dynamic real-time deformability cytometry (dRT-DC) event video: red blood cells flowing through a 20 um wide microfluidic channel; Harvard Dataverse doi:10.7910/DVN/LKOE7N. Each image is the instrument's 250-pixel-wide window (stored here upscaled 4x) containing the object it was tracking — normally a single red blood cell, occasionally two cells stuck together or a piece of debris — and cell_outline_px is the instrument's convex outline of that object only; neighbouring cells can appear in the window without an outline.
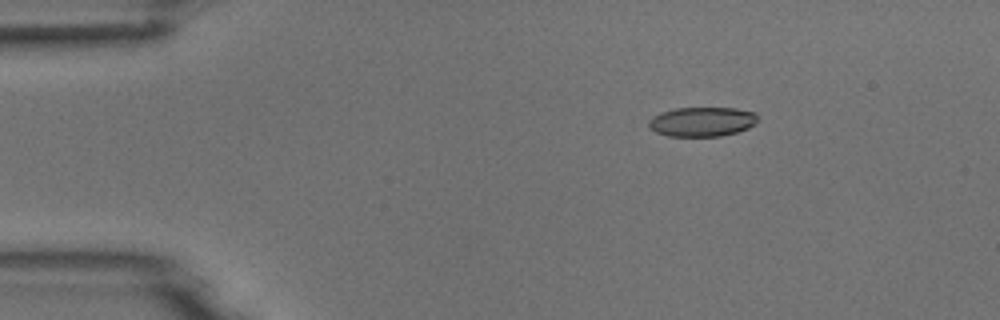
{"species": "common noctule bat (a hibernating species)", "species_latin": "Nyctalus noctula", "temperature_condition": "room temperature", "stored_images_in_passage": 5, "camera_frame_rate_fps": 3000, "um_per_image_px": 0.085, "animal": {"sex": "male", "body_mass_g": 18.8}, "frame": {"image": 1, "passage_image": 3, "time_ms": 2.333, "image_size_px": [1000, 320], "cell_outline_px": [[756, 124], [748, 128], [736, 132], [720, 136], [668, 136], [656, 132], [648, 128], [648, 120], [652, 116], [660, 112], [676, 108], [736, 108], [756, 112]], "centroid_in_image_um": [59.64, 10.34], "position_along_channel_um": 25.4, "area_um2": 18.84}}